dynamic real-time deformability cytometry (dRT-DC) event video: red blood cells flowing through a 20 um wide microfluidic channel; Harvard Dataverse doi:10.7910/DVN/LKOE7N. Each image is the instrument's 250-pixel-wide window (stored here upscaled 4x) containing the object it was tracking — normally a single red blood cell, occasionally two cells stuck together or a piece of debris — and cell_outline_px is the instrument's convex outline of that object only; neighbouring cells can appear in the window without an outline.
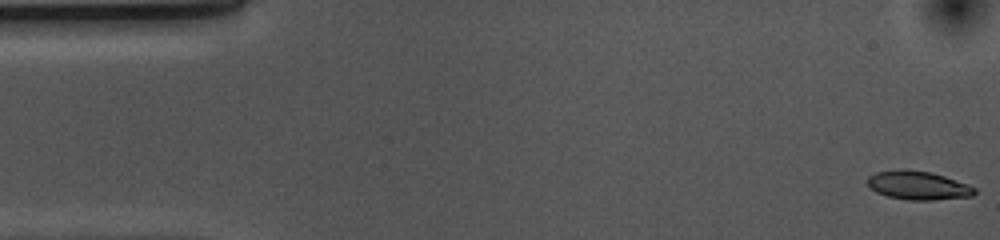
{"species": "common noctule bat (a hibernating species)", "species_latin": "Nyctalus noctula", "temperature_condition": "cold", "stored_images_in_passage": 53, "camera_frame_rate_fps": 3000, "um_per_image_px": 0.085, "animal": {"sex": "female", "body_mass_g": 10.0, "forearm_length_mm": 53.1}, "frame": {"image": 1, "passage_image": 1, "time_ms": 0.0, "image_size_px": [1000, 240], "cell_outline_px": [[976, 192], [972, 196], [932, 200], [908, 200], [888, 196], [876, 192], [864, 180], [868, 176], [876, 172], [904, 168], [932, 172], [968, 184], [976, 188]], "centroid_in_image_um": [78.02, 15.74], "position_along_channel_um": 7.0, "area_um2": 18.03}}
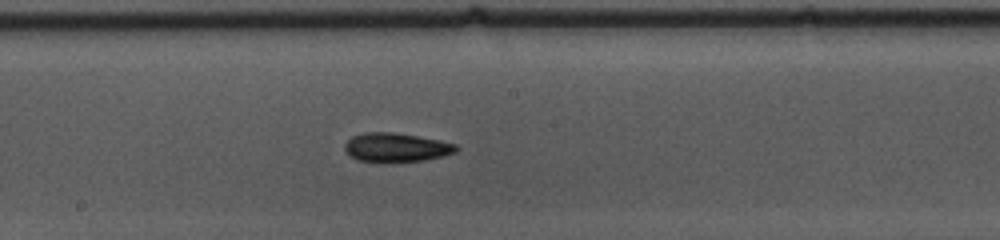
{"frame": {"image": 2, "passage_image": 27, "time_ms": 8.667, "image_size_px": [1000, 240], "cell_outline_px": [[460, 148], [456, 152], [444, 156], [424, 160], [356, 160], [344, 152], [344, 144], [352, 136], [364, 132], [392, 132], [416, 136], [456, 144]], "centroid_in_image_um": [33.66, 12.5], "position_along_channel_um": 214.5, "area_um2": 18.32}}
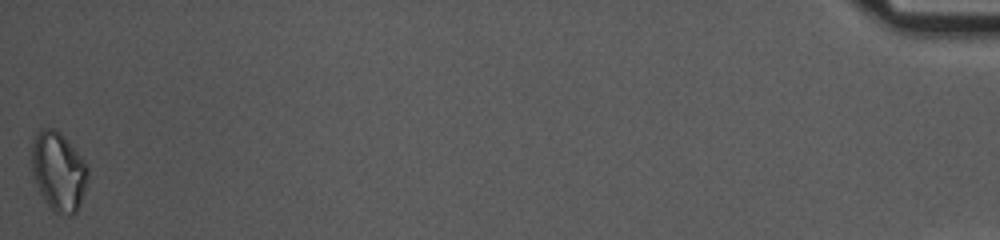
{"frame": {"image": 3, "passage_image": 53, "time_ms": 17.333, "image_size_px": [1000, 240], "cell_outline_px": [[88, 180], [80, 204], [76, 212], [72, 216], [68, 216], [52, 212], [44, 200], [40, 192], [32, 172], [32, 144], [40, 128], [52, 128], [60, 132], [64, 136], [88, 164]], "centroid_in_image_um": [5.0, 14.59], "position_along_channel_um": 430.2, "area_um2": 26.01}, "authors_computed_cell_mechanics": {"area_um2": 18.3226, "velocity_mm_per_s": 3.6868, "shape_relaxation_time_tau1_ms": 4.515, "shape_relaxation_time_tau2_ms": 2.5033, "deformation_change_tau1": 0.11, "deformation_change_tau2": 0.0795}}